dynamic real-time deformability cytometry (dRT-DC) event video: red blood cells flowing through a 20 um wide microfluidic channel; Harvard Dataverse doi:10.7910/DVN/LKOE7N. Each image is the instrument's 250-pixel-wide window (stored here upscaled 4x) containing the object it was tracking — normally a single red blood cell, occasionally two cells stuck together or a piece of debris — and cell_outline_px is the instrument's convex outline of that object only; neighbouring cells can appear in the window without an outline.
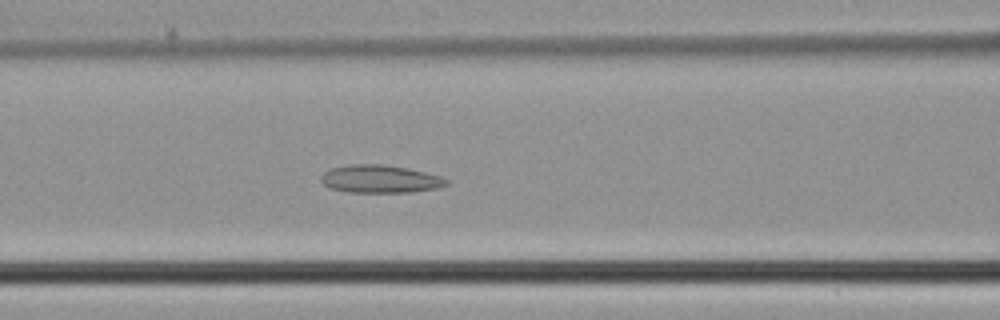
{"species": "common noctule bat (a hibernating species)", "species_latin": "Nyctalus noctula", "temperature_condition": "cold", "stored_images_in_passage": 34, "camera_frame_rate_fps": 3000, "um_per_image_px": 0.085, "animal": {"sex": "male", "body_mass_g": 21.5, "forearm_length_mm": 52.0}, "frame": {"image": 1, "passage_image": 7, "time_ms": 2.0, "image_size_px": [1000, 320], "cell_outline_px": [[448, 184], [440, 188], [412, 192], [348, 192], [328, 188], [320, 180], [320, 176], [324, 172], [332, 168], [348, 164], [380, 164], [408, 168], [440, 176], [448, 180]], "centroid_in_image_um": [32.3, 15.22], "position_along_channel_um": 134.3, "area_um2": 20.46}}
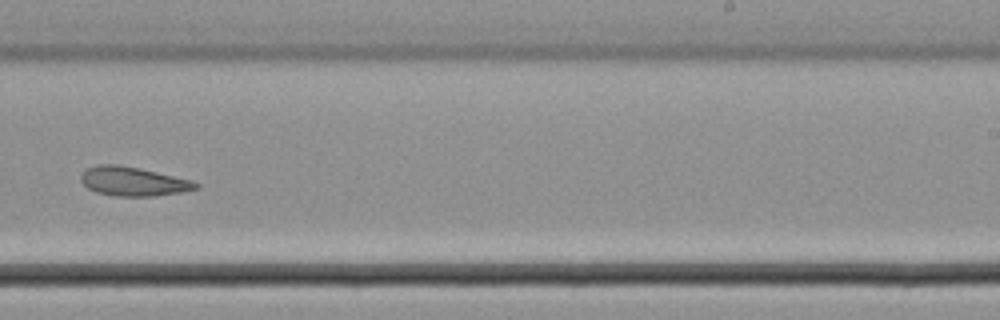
{"frame": {"image": 2, "passage_image": 17, "time_ms": 5.333, "image_size_px": [1000, 320], "cell_outline_px": [[200, 188], [180, 192], [152, 196], [116, 196], [96, 192], [88, 188], [80, 180], [80, 176], [88, 168], [100, 164], [116, 164], [156, 172], [192, 180], [200, 184]], "centroid_in_image_um": [11.33, 15.43], "position_along_channel_um": 277.7, "area_um2": 19.19}}
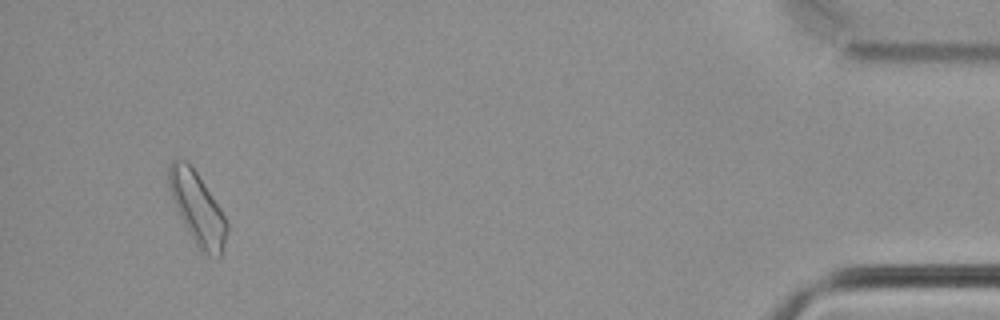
{"frame": {"image": 3, "passage_image": 32, "time_ms": 10.333, "image_size_px": [1000, 320], "cell_outline_px": [[228, 232], [220, 256], [200, 252], [188, 232], [176, 208], [168, 188], [168, 164], [172, 160], [184, 160], [196, 172], [220, 208], [228, 224]], "centroid_in_image_um": [16.76, 17.71], "position_along_channel_um": 418.4, "area_um2": 23.93}}